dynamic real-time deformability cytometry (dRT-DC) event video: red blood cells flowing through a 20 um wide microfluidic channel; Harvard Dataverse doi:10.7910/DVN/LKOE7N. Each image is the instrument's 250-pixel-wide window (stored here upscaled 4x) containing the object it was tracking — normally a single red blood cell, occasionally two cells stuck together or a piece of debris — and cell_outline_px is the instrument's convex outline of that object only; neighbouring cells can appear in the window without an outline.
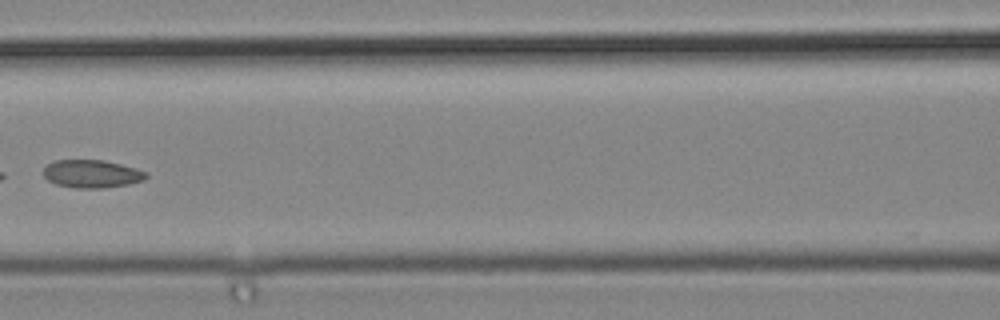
{"species": "common noctule bat (a hibernating species)", "species_latin": "Nyctalus noctula", "temperature_condition": "cold", "stored_images_in_passage": 4, "camera_frame_rate_fps": 3000, "um_per_image_px": 0.085, "animal": {"sex": "male", "body_mass_g": 19.2, "forearm_length_mm": 51.8}, "frame": {"image": 1, "passage_image": 3, "time_ms": 0.667, "image_size_px": [1000, 320], "cell_outline_px": [[148, 176], [144, 180], [128, 184], [104, 188], [76, 188], [56, 184], [48, 180], [44, 176], [44, 168], [48, 164], [56, 160], [104, 160], [136, 168], [148, 172]], "centroid_in_image_um": [7.83, 14.77], "position_along_channel_um": 158.8, "area_um2": 16.7}}
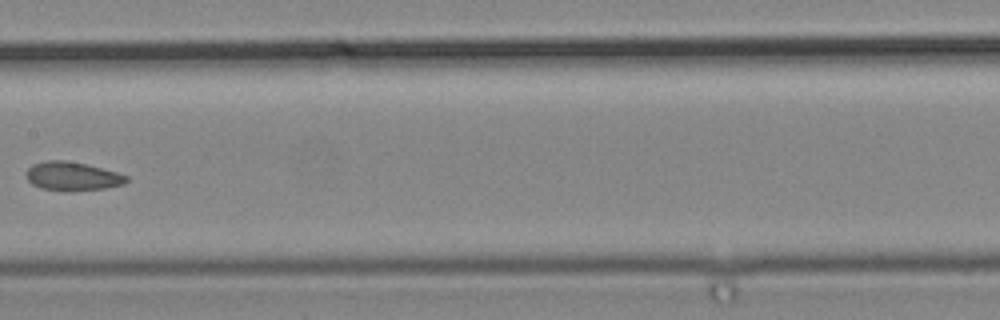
{"frame": {"image": 2, "passage_image": 4, "time_ms": 1.0, "image_size_px": [1000, 320], "cell_outline_px": [[128, 180], [124, 184], [104, 188], [72, 192], [40, 188], [32, 184], [28, 180], [28, 168], [32, 164], [48, 160], [64, 160], [88, 164], [116, 172], [128, 176]], "centroid_in_image_um": [6.17, 14.98], "position_along_channel_um": 201.2, "area_um2": 16.82}}